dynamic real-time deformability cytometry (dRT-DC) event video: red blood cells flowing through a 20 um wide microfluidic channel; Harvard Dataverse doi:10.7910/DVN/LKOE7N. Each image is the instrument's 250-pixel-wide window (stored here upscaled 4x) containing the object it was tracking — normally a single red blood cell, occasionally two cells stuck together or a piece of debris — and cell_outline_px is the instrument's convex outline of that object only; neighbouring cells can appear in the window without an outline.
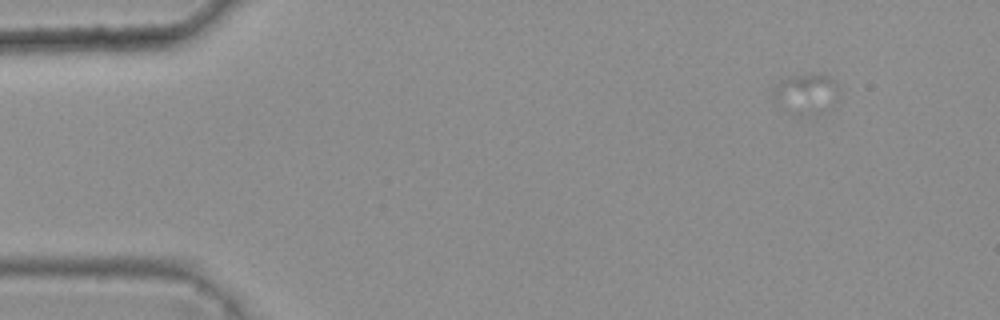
{"species": "common noctule bat (a hibernating species)", "species_latin": "Nyctalus noctula", "temperature_condition": "warm", "stored_images_in_passage": 27, "camera_frame_rate_fps": 3000, "um_per_image_px": 0.085, "animal": {"sex": "female", "body_mass_g": 25.1}, "frame": {"image": 1, "passage_image": 1, "time_ms": 0.0, "image_size_px": [1000, 320], "cell_outline_px": [[840, 92], [780, 104], [772, 100], [772, 88], [780, 80], [788, 76], [812, 72], [828, 76], [840, 88]], "centroid_in_image_um": [68.27, 7.45], "position_along_channel_um": 16.7, "area_um2": 10.52}}
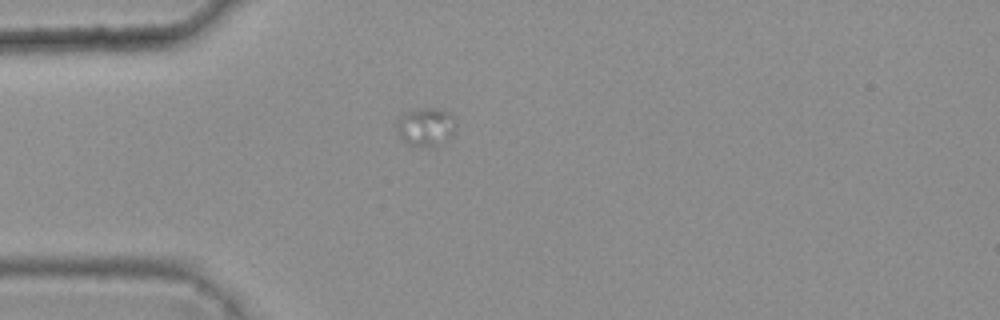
{"frame": {"image": 2, "passage_image": 11, "time_ms": 3.333, "image_size_px": [1000, 320], "cell_outline_px": [[452, 132], [448, 140], [436, 148], [428, 148], [412, 144], [404, 140], [396, 132], [396, 124], [400, 116], [404, 112], [420, 108], [440, 108], [452, 112]], "centroid_in_image_um": [36.17, 10.78], "position_along_channel_um": 48.8, "area_um2": 13.29}}